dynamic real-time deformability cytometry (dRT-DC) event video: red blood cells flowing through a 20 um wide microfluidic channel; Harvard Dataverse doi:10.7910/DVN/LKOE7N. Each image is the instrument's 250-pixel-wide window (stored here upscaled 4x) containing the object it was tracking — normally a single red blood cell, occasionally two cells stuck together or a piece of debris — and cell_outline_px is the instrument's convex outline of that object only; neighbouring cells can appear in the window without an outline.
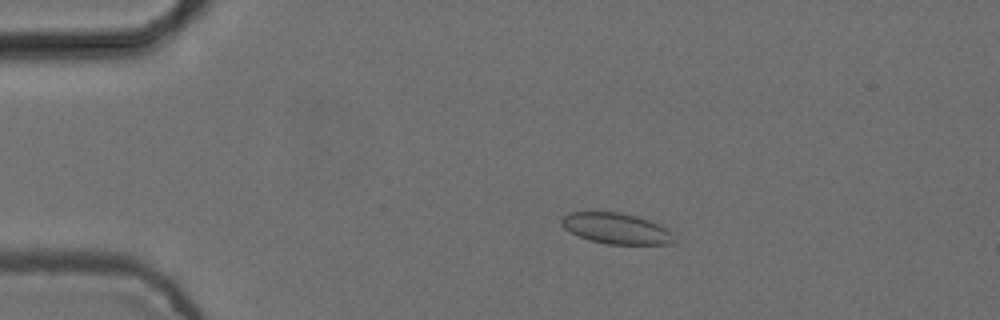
{"species": "common noctule bat (a hibernating species)", "species_latin": "Nyctalus noctula", "temperature_condition": "cold", "stored_images_in_passage": 10, "camera_frame_rate_fps": 3000, "um_per_image_px": 0.085, "animal": {"sex": "female", "body_mass_g": 24.6, "forearm_length_mm": 56.2}, "frame": {"image": 1, "passage_image": 4, "time_ms": 1.0, "image_size_px": [1000, 320], "cell_outline_px": [[676, 240], [668, 244], [604, 244], [588, 240], [564, 228], [560, 224], [560, 220], [568, 212], [620, 212], [636, 216], [660, 224], [668, 228], [672, 232]], "centroid_in_image_um": [52.39, 19.42], "position_along_channel_um": 32.6, "area_um2": 20.35}}
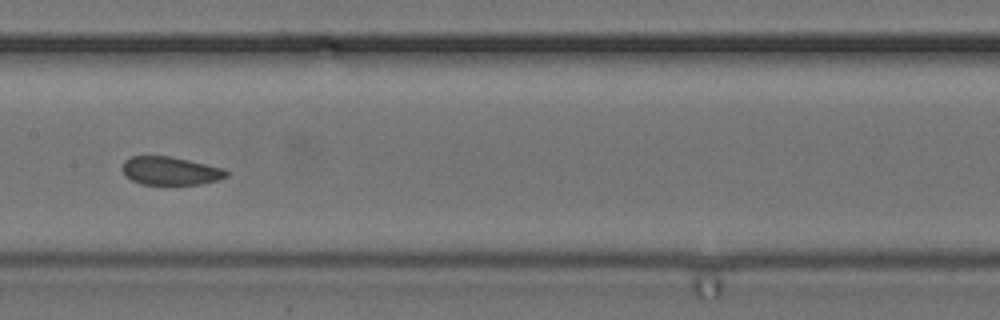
{"frame": {"image": 2, "passage_image": 9, "time_ms": 2.667, "image_size_px": [1000, 320], "cell_outline_px": [[228, 176], [216, 180], [200, 184], [140, 184], [124, 176], [120, 168], [124, 160], [132, 156], [172, 156], [224, 168], [228, 172]], "centroid_in_image_um": [14.44, 14.51], "position_along_channel_um": 193.0, "area_um2": 17.28}}
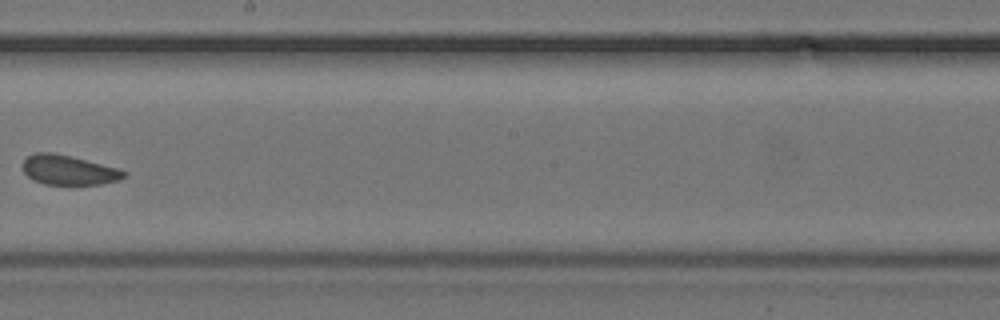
{"frame": {"image": 3, "passage_image": 10, "time_ms": 3.0, "image_size_px": [1000, 320], "cell_outline_px": [[128, 176], [120, 180], [100, 184], [44, 184], [32, 180], [24, 172], [24, 160], [28, 156], [36, 152], [52, 152], [72, 156], [120, 168], [128, 172]], "centroid_in_image_um": [5.9, 14.45], "position_along_channel_um": 242.3, "area_um2": 17.69}}